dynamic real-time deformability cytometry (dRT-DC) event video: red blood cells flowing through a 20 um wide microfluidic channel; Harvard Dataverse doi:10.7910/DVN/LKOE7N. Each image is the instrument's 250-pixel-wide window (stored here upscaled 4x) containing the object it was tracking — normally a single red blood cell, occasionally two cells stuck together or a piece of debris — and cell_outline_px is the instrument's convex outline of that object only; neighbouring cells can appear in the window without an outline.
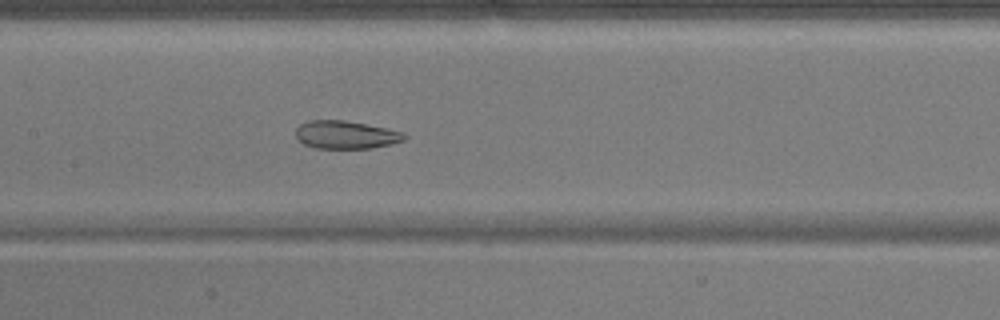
{"species": "common noctule bat (a hibernating species)", "species_latin": "Nyctalus noctula", "temperature_condition": "warm", "stored_images_in_passage": 47, "camera_frame_rate_fps": 3000, "um_per_image_px": 0.085, "animal": {"sex": "male", "body_mass_g": 17.9}, "frame": {"image": 1, "passage_image": 24, "time_ms": 7.667, "image_size_px": [1000, 320], "cell_outline_px": [[408, 136], [404, 140], [392, 144], [372, 148], [316, 148], [304, 144], [296, 140], [296, 128], [300, 124], [308, 120], [344, 120], [388, 128], [404, 132]], "centroid_in_image_um": [29.4, 11.45], "position_along_channel_um": 178.0, "area_um2": 17.92}}
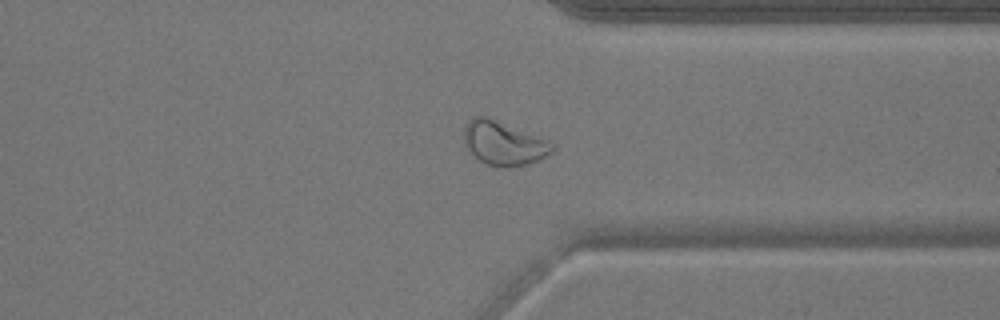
{"frame": {"image": 2, "passage_image": 39, "time_ms": 12.667, "image_size_px": [1000, 320], "cell_outline_px": [[556, 148], [552, 152], [528, 164], [496, 168], [480, 160], [464, 144], [464, 128], [468, 120], [472, 116], [488, 116], [548, 140], [556, 144]], "centroid_in_image_um": [42.81, 12.15], "position_along_channel_um": 368.6, "area_um2": 22.54}}
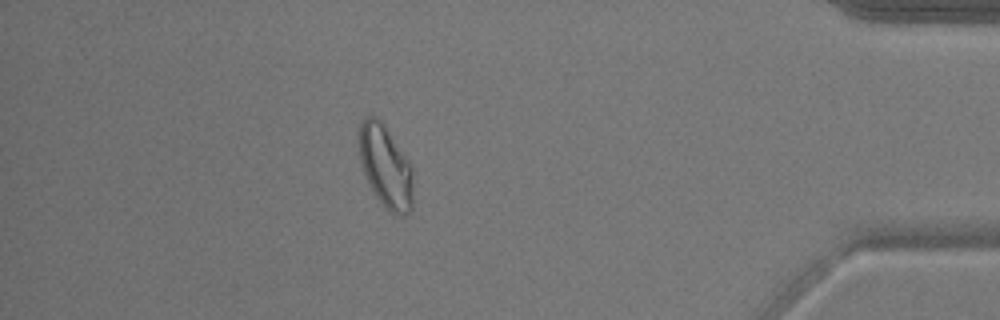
{"frame": {"image": 3, "passage_image": 45, "time_ms": 14.667, "image_size_px": [1000, 320], "cell_outline_px": [[412, 208], [404, 216], [396, 216], [376, 196], [364, 172], [360, 160], [356, 140], [360, 120], [364, 116], [376, 116], [384, 124], [408, 160], [412, 168]], "centroid_in_image_um": [32.73, 14.08], "position_along_channel_um": 402.5, "area_um2": 26.07}, "authors_computed_cell_mechanics": {"area_um2": 23.5246, "velocity_mm_per_s": 3.8383, "shape_relaxation_time_tau1_ms": null, "shape_relaxation_time_tau2_ms": 2.3439, "deformation_change_tau1": null, "deformation_change_tau2": 0.0934}}